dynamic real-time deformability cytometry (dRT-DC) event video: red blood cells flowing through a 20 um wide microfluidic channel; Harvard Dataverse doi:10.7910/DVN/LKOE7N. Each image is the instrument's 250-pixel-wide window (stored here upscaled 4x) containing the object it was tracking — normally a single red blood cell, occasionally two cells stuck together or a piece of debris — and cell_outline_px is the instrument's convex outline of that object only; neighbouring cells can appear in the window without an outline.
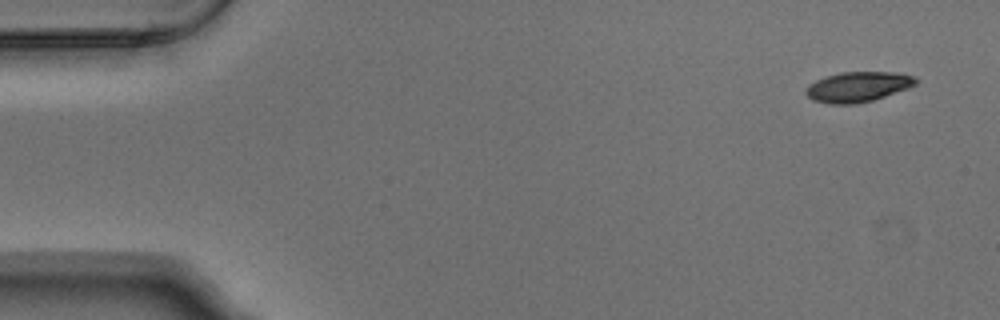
{"species": "Egyptian fruit bat (a non-hibernating species)", "species_latin": "Rousettus aegyptiacus", "temperature_condition": "warm", "stored_images_in_passage": 3, "camera_frame_rate_fps": 3000, "um_per_image_px": 0.085, "animal": {"sex": "male"}, "frame": {"image": 1, "passage_image": 1, "time_ms": 0.0, "image_size_px": [1000, 320], "cell_outline_px": [[920, 80], [916, 84], [908, 88], [872, 100], [856, 104], [828, 104], [812, 100], [804, 92], [804, 88], [808, 84], [816, 80], [840, 72], [900, 72], [916, 76]], "centroid_in_image_um": [72.93, 7.37], "position_along_channel_um": 12.1, "area_um2": 19.54}}